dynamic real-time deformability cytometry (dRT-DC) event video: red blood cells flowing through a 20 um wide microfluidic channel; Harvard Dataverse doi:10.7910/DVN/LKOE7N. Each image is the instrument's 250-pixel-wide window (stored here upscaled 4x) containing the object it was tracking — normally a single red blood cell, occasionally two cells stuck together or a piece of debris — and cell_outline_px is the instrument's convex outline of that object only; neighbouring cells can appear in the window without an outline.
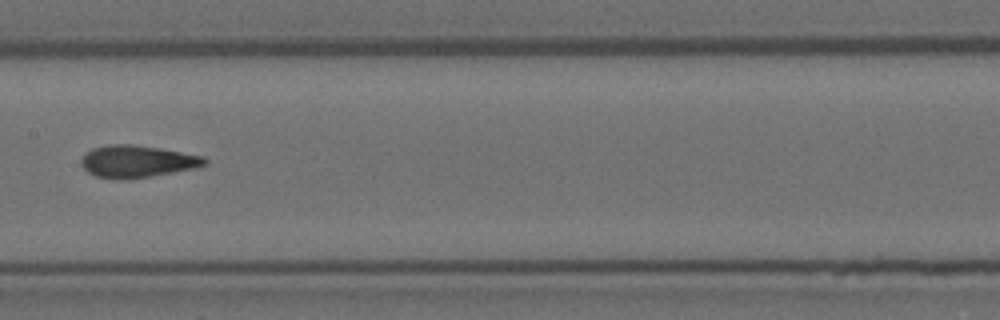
{"species": "Egyptian fruit bat (a non-hibernating species)", "species_latin": "Rousettus aegyptiacus", "temperature_condition": "room temperature", "stored_images_in_passage": 15, "camera_frame_rate_fps": 3000, "um_per_image_px": 0.085, "animal": {"sex": "female"}, "frame": {"image": 1, "passage_image": 7, "time_ms": 2.0, "image_size_px": [1000, 320], "cell_outline_px": [[208, 164], [192, 168], [172, 172], [124, 180], [112, 180], [96, 176], [88, 172], [80, 164], [80, 160], [92, 148], [108, 144], [128, 144], [160, 148], [204, 156], [208, 160]], "centroid_in_image_um": [11.63, 13.72], "position_along_channel_um": 195.8, "area_um2": 23.06}}
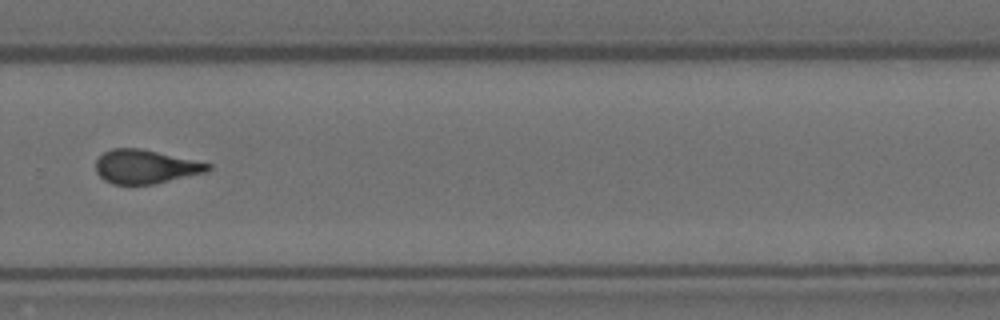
{"frame": {"image": 2, "passage_image": 10, "time_ms": 3.0, "image_size_px": [1000, 320], "cell_outline_px": [[212, 168], [204, 172], [152, 184], [112, 184], [104, 180], [96, 172], [96, 160], [104, 152], [112, 148], [140, 148], [212, 164]], "centroid_in_image_um": [12.32, 14.16], "position_along_channel_um": 317.5, "area_um2": 21.79}}
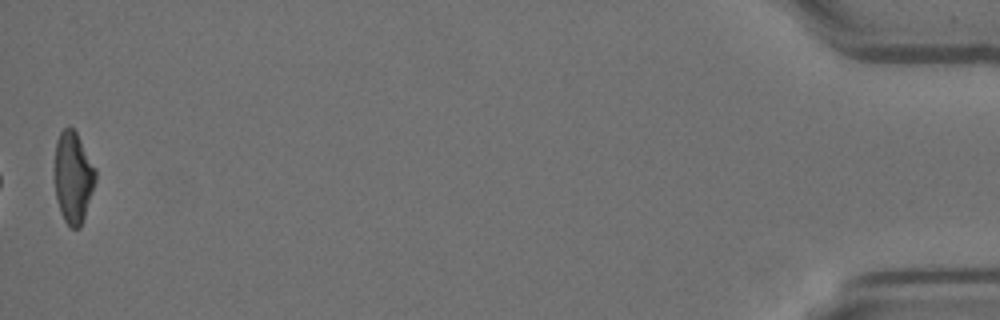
{"frame": {"image": 3, "passage_image": 15, "time_ms": 4.667, "image_size_px": [1000, 320], "cell_outline_px": [[96, 180], [80, 228], [72, 228], [64, 220], [60, 212], [56, 196], [56, 140], [60, 132], [68, 124], [76, 132], [96, 168]], "centroid_in_image_um": [6.23, 15.05], "position_along_channel_um": 429.0, "area_um2": 21.44}}